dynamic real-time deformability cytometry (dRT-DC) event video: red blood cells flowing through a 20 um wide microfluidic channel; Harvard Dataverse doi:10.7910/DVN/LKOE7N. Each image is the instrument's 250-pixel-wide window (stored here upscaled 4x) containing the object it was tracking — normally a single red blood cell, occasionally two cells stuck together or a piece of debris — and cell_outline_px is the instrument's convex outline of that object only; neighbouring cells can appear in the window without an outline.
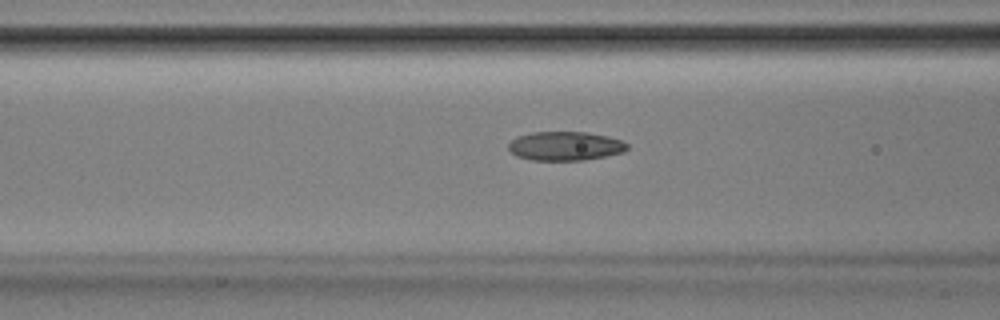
{"species": "Egyptian fruit bat (a non-hibernating species)", "species_latin": "Rousettus aegyptiacus", "temperature_condition": "room temperature", "stored_images_in_passage": 37, "camera_frame_rate_fps": 3000, "um_per_image_px": 0.085, "animal": {"sex": "male"}, "frame": {"image": 1, "passage_image": 7, "time_ms": 2.0, "image_size_px": [1000, 320], "cell_outline_px": [[628, 148], [624, 152], [584, 160], [532, 160], [516, 156], [508, 148], [508, 144], [516, 136], [532, 132], [584, 132], [608, 136], [620, 140], [628, 144]], "centroid_in_image_um": [48.02, 12.41], "position_along_channel_um": 118.6, "area_um2": 20.0}}
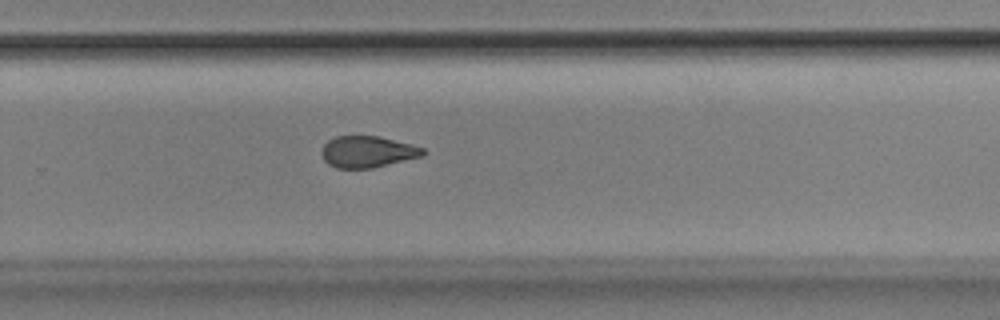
{"frame": {"image": 2, "passage_image": 21, "time_ms": 6.667, "image_size_px": [1000, 320], "cell_outline_px": [[428, 152], [420, 156], [372, 168], [336, 168], [328, 164], [324, 160], [320, 152], [320, 148], [328, 140], [336, 136], [380, 136], [412, 144], [424, 148]], "centroid_in_image_um": [31.21, 12.89], "position_along_channel_um": 298.6, "area_um2": 18.67}}
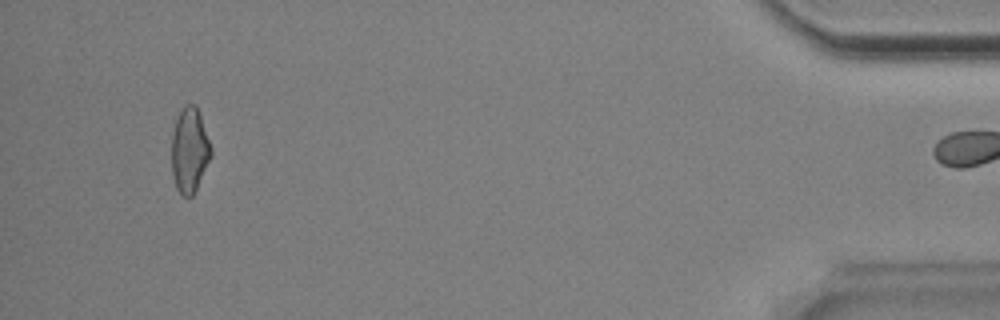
{"frame": {"image": 3, "passage_image": 36, "time_ms": 11.667, "image_size_px": [1000, 320], "cell_outline_px": [[212, 156], [192, 196], [188, 200], [176, 188], [172, 176], [172, 132], [176, 120], [180, 112], [188, 104], [196, 104], [200, 112], [212, 148]], "centroid_in_image_um": [16.12, 12.78], "position_along_channel_um": 419.1, "area_um2": 19.59}, "authors_computed_cell_mechanics": {"area_um2": 19.5942, "velocity_mm_per_s": 3.8697, "shape_relaxation_time_tau1_ms": 6.8121, "shape_relaxation_time_tau2_ms": 2.37, "deformation_change_tau1": 0.1636, "deformation_change_tau2": 0.0868}}